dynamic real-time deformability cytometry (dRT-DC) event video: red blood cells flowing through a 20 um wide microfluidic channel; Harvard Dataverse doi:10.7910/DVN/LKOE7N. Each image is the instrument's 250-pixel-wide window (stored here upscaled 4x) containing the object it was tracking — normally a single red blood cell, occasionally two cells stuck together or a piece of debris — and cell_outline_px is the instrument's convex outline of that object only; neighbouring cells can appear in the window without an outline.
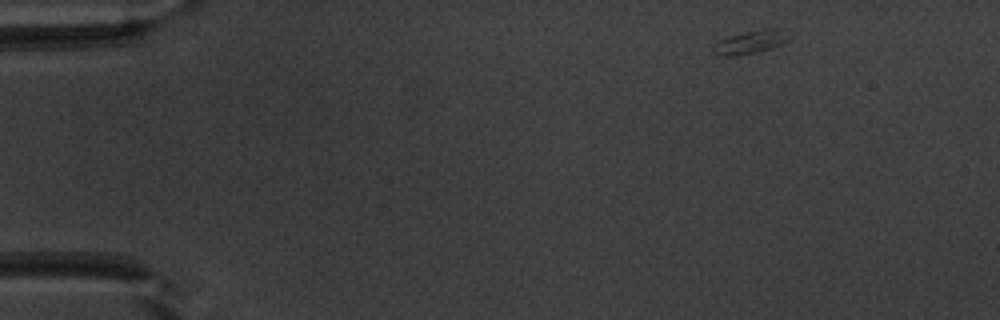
{"species": "common noctule bat (a hibernating species)", "species_latin": "Nyctalus noctula", "temperature_condition": "warm", "stored_images_in_passage": 46, "camera_frame_rate_fps": 3000, "um_per_image_px": 0.085, "animal": {"sex": "male", "body_mass_g": 20.1, "forearm_length_mm": 53.5}, "frame": {"image": 1, "passage_image": 1, "time_ms": 0.0, "image_size_px": [1000, 320], "cell_outline_px": [[788, 40], [784, 44], [772, 48], [756, 52], [732, 56], [720, 56], [712, 52], [712, 44], [728, 36], [764, 28], [776, 28]], "centroid_in_image_um": [63.67, 3.6], "position_along_channel_um": 21.3, "area_um2": 10.0}}